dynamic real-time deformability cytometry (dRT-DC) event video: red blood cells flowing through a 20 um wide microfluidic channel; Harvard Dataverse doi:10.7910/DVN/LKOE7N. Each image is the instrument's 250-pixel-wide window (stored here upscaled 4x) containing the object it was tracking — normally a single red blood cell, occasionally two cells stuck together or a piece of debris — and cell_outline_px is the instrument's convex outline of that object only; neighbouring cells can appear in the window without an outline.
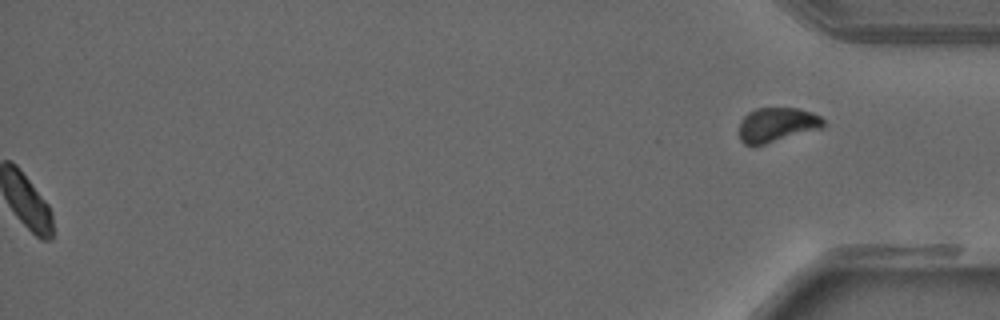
{"species": "common noctule bat (a hibernating species)", "species_latin": "Nyctalus noctula", "temperature_condition": "warm", "stored_images_in_passage": 38, "segment_of_instrument_passage": [2, 2], "camera_frame_rate_fps": 3000, "um_per_image_px": 0.085, "animal": {"sex": "male", "forearm_length_mm": 52.5}, "frame": {"image": 1, "passage_image": 38, "time_ms": 12.333, "image_size_px": [1000, 320], "cell_outline_px": [[824, 128], [752, 148], [744, 144], [740, 140], [740, 120], [748, 112], [756, 108], [796, 108], [812, 112], [820, 116], [824, 120]], "centroid_in_image_um": [66.03, 10.63], "position_along_channel_um": 369.2, "area_um2": 17.34}}